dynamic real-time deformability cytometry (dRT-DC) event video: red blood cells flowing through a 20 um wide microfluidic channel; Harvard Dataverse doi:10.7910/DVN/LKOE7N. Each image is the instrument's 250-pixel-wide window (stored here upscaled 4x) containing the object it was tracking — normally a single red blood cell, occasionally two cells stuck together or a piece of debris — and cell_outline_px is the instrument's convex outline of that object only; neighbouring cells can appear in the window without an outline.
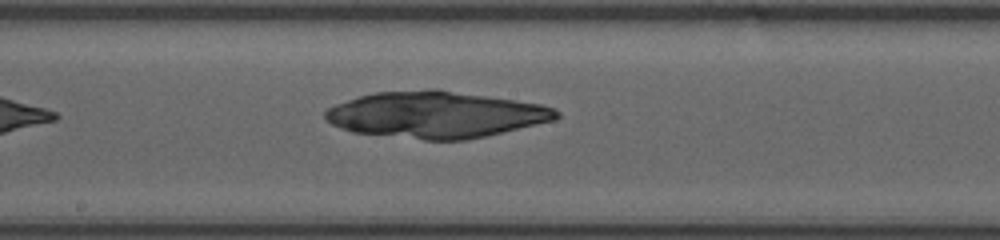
{"species": "human", "species_latin": "Homo sapiens", "temperature_condition": "room temperature", "stored_images_in_passage": 13, "camera_frame_rate_fps": 3000, "um_per_image_px": 0.085, "donor": {"sex": "female"}, "frame": {"image": 1, "passage_image": 13, "time_ms": 8.667, "image_size_px": [1000, 240], "cell_outline_px": [[560, 116], [556, 120], [484, 136], [464, 140], [424, 140], [352, 132], [332, 124], [324, 116], [324, 112], [328, 108], [336, 104], [360, 96], [376, 92], [432, 88], [440, 88], [516, 100], [540, 104], [556, 108], [560, 112]], "centroid_in_image_um": [37.08, 9.73], "position_along_channel_um": 211.1, "area_um2": 62.83}}